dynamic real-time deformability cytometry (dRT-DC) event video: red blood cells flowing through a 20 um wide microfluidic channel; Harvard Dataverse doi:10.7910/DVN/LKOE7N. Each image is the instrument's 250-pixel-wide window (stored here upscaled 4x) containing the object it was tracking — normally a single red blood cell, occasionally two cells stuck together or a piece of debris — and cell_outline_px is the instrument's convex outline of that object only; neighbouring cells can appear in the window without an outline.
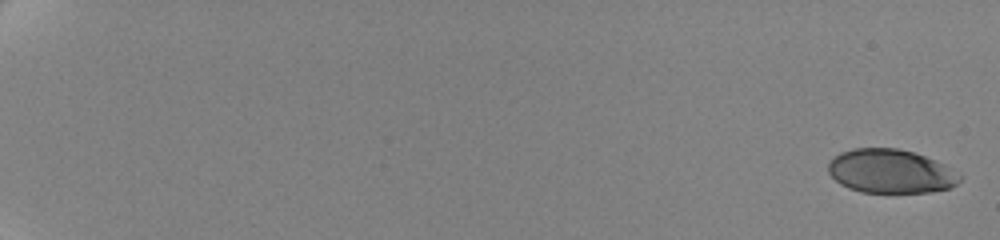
{"species": "human", "species_latin": "Homo sapiens", "temperature_condition": "cold", "stored_images_in_passage": 17, "camera_frame_rate_fps": 3000, "um_per_image_px": 0.085, "donor": {"sex": "female"}, "frame": {"image": 1, "passage_image": 1, "time_ms": 0.0, "image_size_px": [1000, 240], "cell_outline_px": [[964, 176], [956, 184], [948, 188], [932, 192], [860, 192], [848, 188], [840, 184], [828, 172], [828, 164], [840, 152], [852, 148], [896, 148], [912, 152], [924, 156]], "centroid_in_image_um": [75.67, 14.57], "position_along_channel_um": 9.3, "area_um2": 33.23}}
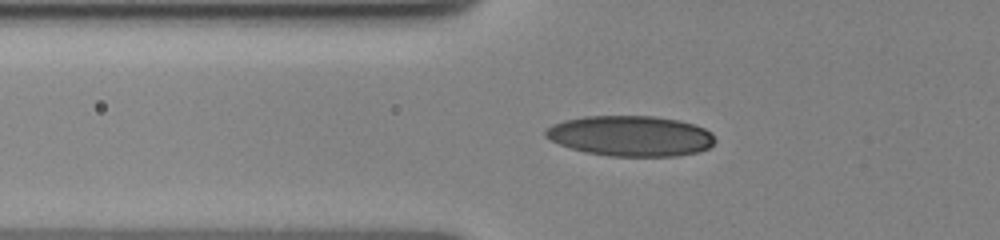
{"frame": {"image": 2, "passage_image": 15, "time_ms": 8.0, "image_size_px": [1000, 240], "cell_outline_px": [[716, 140], [708, 148], [696, 152], [676, 156], [612, 156], [588, 152], [572, 148], [560, 144], [544, 136], [544, 132], [552, 124], [564, 120], [584, 116], [656, 116], [680, 120], [704, 128], [712, 132]], "centroid_in_image_um": [53.62, 11.54], "position_along_channel_um": 72.2, "area_um2": 39.82}}
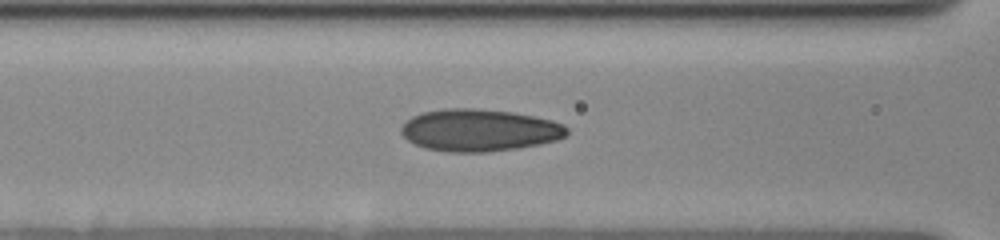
{"frame": {"image": 3, "passage_image": 17, "time_ms": 9.667, "image_size_px": [1000, 240], "cell_outline_px": [[568, 132], [564, 136], [556, 140], [540, 144], [520, 148], [488, 152], [448, 152], [424, 148], [408, 140], [400, 132], [400, 128], [412, 116], [420, 112], [444, 108], [472, 108], [512, 112], [552, 120], [564, 124], [568, 128]], "centroid_in_image_um": [40.73, 11.07], "position_along_channel_um": 125.9, "area_um2": 40.86}}